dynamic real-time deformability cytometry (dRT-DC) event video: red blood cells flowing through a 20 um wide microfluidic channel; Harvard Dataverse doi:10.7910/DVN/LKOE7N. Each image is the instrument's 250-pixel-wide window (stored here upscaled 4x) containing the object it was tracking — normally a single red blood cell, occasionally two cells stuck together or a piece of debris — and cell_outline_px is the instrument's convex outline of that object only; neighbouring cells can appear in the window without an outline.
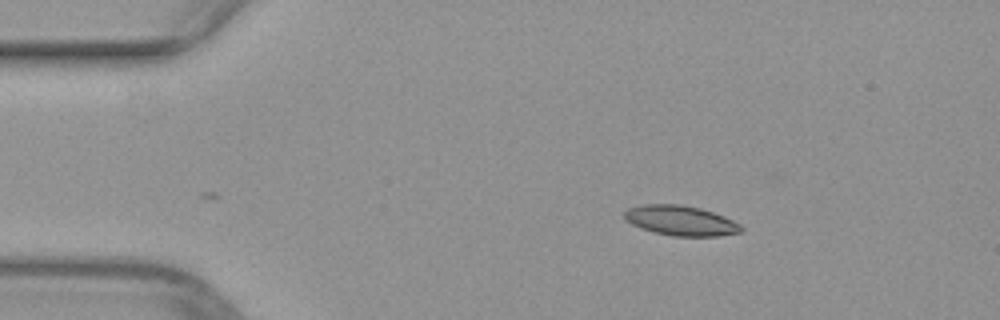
{"species": "common noctule bat (a hibernating species)", "species_latin": "Nyctalus noctula", "temperature_condition": "warm", "stored_images_in_passage": 38, "camera_frame_rate_fps": 3000, "um_per_image_px": 0.085, "animal": {"sex": "female", "body_mass_g": 29.2, "forearm_length_mm": 56.3}, "frame": {"image": 1, "passage_image": 1, "time_ms": 0.0, "image_size_px": [1000, 320], "cell_outline_px": [[744, 228], [740, 232], [716, 236], [672, 236], [652, 232], [640, 228], [624, 220], [624, 212], [628, 208], [644, 204], [680, 204], [700, 208], [724, 216], [740, 224]], "centroid_in_image_um": [57.83, 18.75], "position_along_channel_um": 27.2, "area_um2": 20.46}}
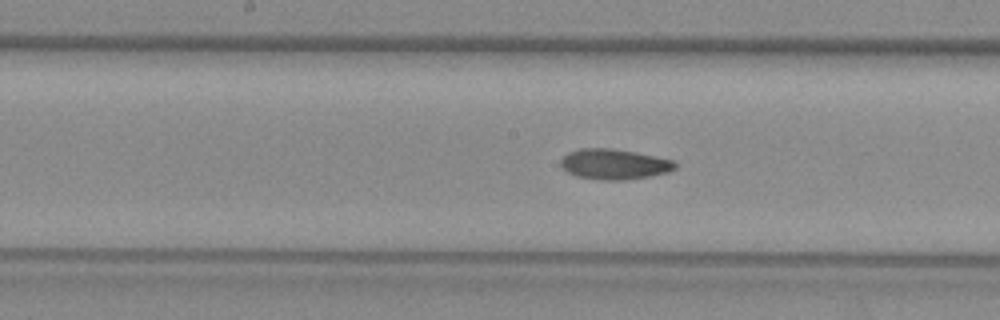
{"frame": {"image": 2, "passage_image": 18, "time_ms": 5.667, "image_size_px": [1000, 320], "cell_outline_px": [[676, 168], [668, 172], [648, 176], [624, 180], [604, 180], [576, 176], [568, 172], [560, 164], [560, 160], [568, 152], [580, 148], [612, 148], [636, 152], [656, 156], [672, 160], [676, 164]], "centroid_in_image_um": [52.2, 13.94], "position_along_channel_um": 196.0, "area_um2": 20.17}}
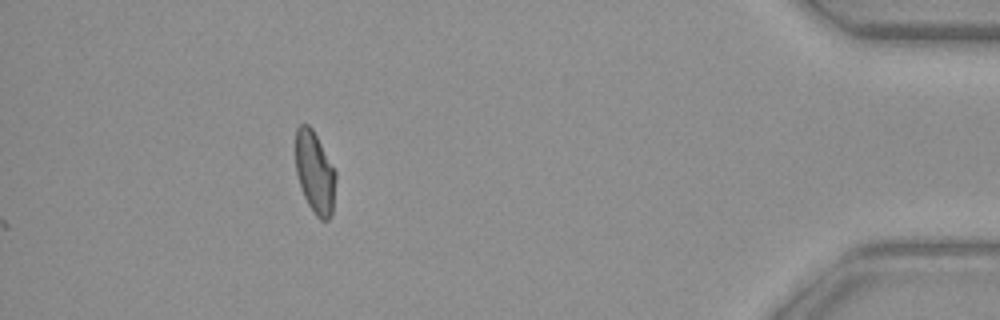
{"frame": {"image": 3, "passage_image": 38, "time_ms": 12.333, "image_size_px": [1000, 320], "cell_outline_px": [[336, 176], [332, 212], [328, 220], [320, 220], [316, 216], [308, 204], [300, 188], [296, 172], [296, 128], [300, 124], [308, 124], [312, 128], [336, 172]], "centroid_in_image_um": [26.75, 14.67], "position_along_channel_um": 408.4, "area_um2": 19.07}}